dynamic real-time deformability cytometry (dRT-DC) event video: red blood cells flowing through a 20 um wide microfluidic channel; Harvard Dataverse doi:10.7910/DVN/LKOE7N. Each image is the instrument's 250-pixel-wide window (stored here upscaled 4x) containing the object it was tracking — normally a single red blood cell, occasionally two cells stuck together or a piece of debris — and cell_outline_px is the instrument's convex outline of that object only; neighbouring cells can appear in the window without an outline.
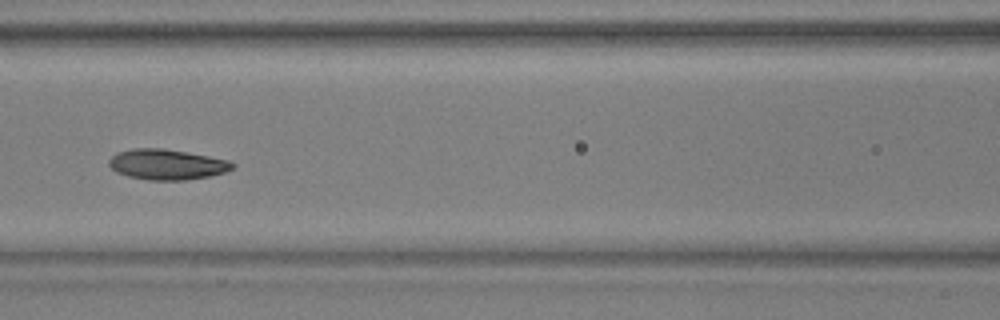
{"species": "common noctule bat (a hibernating species)", "species_latin": "Nyctalus noctula", "temperature_condition": "warm", "stored_images_in_passage": 38, "camera_frame_rate_fps": 3000, "um_per_image_px": 0.085, "animal": {"sex": "male", "body_mass_g": 17.9, "forearm_length_mm": 54.2}, "frame": {"image": 1, "passage_image": 17, "time_ms": 5.333, "image_size_px": [1000, 320], "cell_outline_px": [[236, 164], [232, 168], [224, 172], [208, 176], [184, 180], [148, 180], [128, 176], [116, 172], [108, 164], [108, 160], [116, 152], [132, 148], [164, 148], [208, 156], [228, 160]], "centroid_in_image_um": [14.14, 13.97], "position_along_channel_um": 152.5, "area_um2": 21.85}}
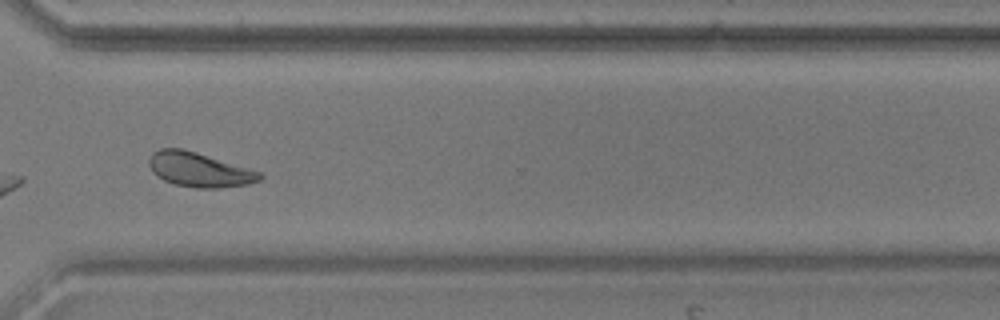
{"frame": {"image": 2, "passage_image": 33, "time_ms": 10.667, "image_size_px": [1000, 320], "cell_outline_px": [[264, 176], [260, 180], [248, 184], [220, 188], [196, 188], [176, 184], [164, 180], [156, 176], [152, 172], [148, 164], [148, 160], [152, 152], [160, 148], [184, 148], [260, 172]], "centroid_in_image_um": [16.9, 14.42], "position_along_channel_um": 353.7, "area_um2": 22.25}, "authors_computed_cell_mechanics": {"area_um2": 22.1374, "velocity_mm_per_s": 3.7768, "shape_relaxation_time_tau1_ms": 2.1885, "shape_relaxation_time_tau2_ms": 1.6416, "deformation_change_tau1": 0.1229, "deformation_change_tau2": 0.0563}}